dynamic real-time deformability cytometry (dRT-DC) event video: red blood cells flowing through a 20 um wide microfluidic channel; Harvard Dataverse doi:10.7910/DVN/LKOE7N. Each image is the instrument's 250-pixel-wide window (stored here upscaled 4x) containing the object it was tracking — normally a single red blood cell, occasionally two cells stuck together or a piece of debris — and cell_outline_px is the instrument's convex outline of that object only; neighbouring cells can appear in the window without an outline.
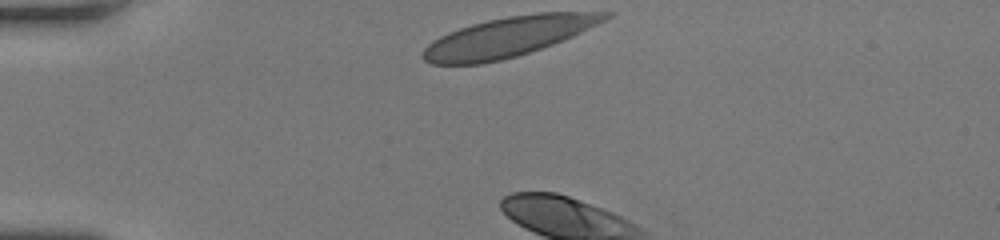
{"species": "human", "species_latin": "Homo sapiens", "temperature_condition": "room temperature", "stored_images_in_passage": 4, "camera_frame_rate_fps": 3000, "um_per_image_px": 0.085, "donor": {"sex": "female"}, "frame": {"image": 1, "passage_image": 1, "time_ms": 0.0, "image_size_px": [1000, 240], "cell_outline_px": [[616, 12], [612, 16], [572, 36], [552, 44], [516, 56], [484, 64], [432, 64], [424, 60], [420, 56], [420, 52], [432, 40], [448, 32], [472, 24], [488, 20], [508, 16], [536, 12]], "centroid_in_image_um": [43.14, 3.13], "position_along_channel_um": 41.9, "area_um2": 41.96}}